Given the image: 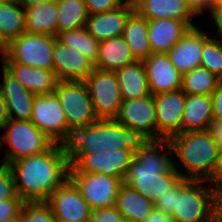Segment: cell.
Masks as SVG:
<instances>
[{"label": "cell", "mask_w": 222, "mask_h": 222, "mask_svg": "<svg viewBox=\"0 0 222 222\" xmlns=\"http://www.w3.org/2000/svg\"><path fill=\"white\" fill-rule=\"evenodd\" d=\"M171 154L169 139L140 140L123 183L155 202L181 179Z\"/></svg>", "instance_id": "1"}, {"label": "cell", "mask_w": 222, "mask_h": 222, "mask_svg": "<svg viewBox=\"0 0 222 222\" xmlns=\"http://www.w3.org/2000/svg\"><path fill=\"white\" fill-rule=\"evenodd\" d=\"M16 191L25 202H46L52 191L69 178L66 146L55 143L49 150L9 164Z\"/></svg>", "instance_id": "2"}, {"label": "cell", "mask_w": 222, "mask_h": 222, "mask_svg": "<svg viewBox=\"0 0 222 222\" xmlns=\"http://www.w3.org/2000/svg\"><path fill=\"white\" fill-rule=\"evenodd\" d=\"M169 141L173 166L181 178L210 182L214 179L220 162V149L208 130L178 133Z\"/></svg>", "instance_id": "3"}, {"label": "cell", "mask_w": 222, "mask_h": 222, "mask_svg": "<svg viewBox=\"0 0 222 222\" xmlns=\"http://www.w3.org/2000/svg\"><path fill=\"white\" fill-rule=\"evenodd\" d=\"M140 139L116 119H97L74 130L65 144L67 153H98L135 148Z\"/></svg>", "instance_id": "4"}, {"label": "cell", "mask_w": 222, "mask_h": 222, "mask_svg": "<svg viewBox=\"0 0 222 222\" xmlns=\"http://www.w3.org/2000/svg\"><path fill=\"white\" fill-rule=\"evenodd\" d=\"M222 212V197L207 180L190 179L176 197L173 222H214Z\"/></svg>", "instance_id": "5"}, {"label": "cell", "mask_w": 222, "mask_h": 222, "mask_svg": "<svg viewBox=\"0 0 222 222\" xmlns=\"http://www.w3.org/2000/svg\"><path fill=\"white\" fill-rule=\"evenodd\" d=\"M1 130L4 133L0 135V149L7 145L3 148L2 164L9 165L17 159L41 154L55 144L30 120L10 119Z\"/></svg>", "instance_id": "6"}, {"label": "cell", "mask_w": 222, "mask_h": 222, "mask_svg": "<svg viewBox=\"0 0 222 222\" xmlns=\"http://www.w3.org/2000/svg\"><path fill=\"white\" fill-rule=\"evenodd\" d=\"M55 36L22 33L4 48L1 62H13L24 66L52 70Z\"/></svg>", "instance_id": "7"}, {"label": "cell", "mask_w": 222, "mask_h": 222, "mask_svg": "<svg viewBox=\"0 0 222 222\" xmlns=\"http://www.w3.org/2000/svg\"><path fill=\"white\" fill-rule=\"evenodd\" d=\"M69 173H101L107 176L124 178L135 148H123L96 153H67Z\"/></svg>", "instance_id": "8"}, {"label": "cell", "mask_w": 222, "mask_h": 222, "mask_svg": "<svg viewBox=\"0 0 222 222\" xmlns=\"http://www.w3.org/2000/svg\"><path fill=\"white\" fill-rule=\"evenodd\" d=\"M54 92L63 106L68 127L72 132L98 119L84 81H58Z\"/></svg>", "instance_id": "9"}, {"label": "cell", "mask_w": 222, "mask_h": 222, "mask_svg": "<svg viewBox=\"0 0 222 222\" xmlns=\"http://www.w3.org/2000/svg\"><path fill=\"white\" fill-rule=\"evenodd\" d=\"M98 119H115L122 103L115 72L94 69L84 80Z\"/></svg>", "instance_id": "10"}, {"label": "cell", "mask_w": 222, "mask_h": 222, "mask_svg": "<svg viewBox=\"0 0 222 222\" xmlns=\"http://www.w3.org/2000/svg\"><path fill=\"white\" fill-rule=\"evenodd\" d=\"M30 121L58 144L65 145L72 134L55 92L35 95Z\"/></svg>", "instance_id": "11"}, {"label": "cell", "mask_w": 222, "mask_h": 222, "mask_svg": "<svg viewBox=\"0 0 222 222\" xmlns=\"http://www.w3.org/2000/svg\"><path fill=\"white\" fill-rule=\"evenodd\" d=\"M140 140H157V120L153 94L122 101L117 117Z\"/></svg>", "instance_id": "12"}, {"label": "cell", "mask_w": 222, "mask_h": 222, "mask_svg": "<svg viewBox=\"0 0 222 222\" xmlns=\"http://www.w3.org/2000/svg\"><path fill=\"white\" fill-rule=\"evenodd\" d=\"M69 178L80 190L92 210L115 205L123 180L119 176L101 173H69Z\"/></svg>", "instance_id": "13"}, {"label": "cell", "mask_w": 222, "mask_h": 222, "mask_svg": "<svg viewBox=\"0 0 222 222\" xmlns=\"http://www.w3.org/2000/svg\"><path fill=\"white\" fill-rule=\"evenodd\" d=\"M46 203L56 222H88L92 211L70 178L52 191Z\"/></svg>", "instance_id": "14"}, {"label": "cell", "mask_w": 222, "mask_h": 222, "mask_svg": "<svg viewBox=\"0 0 222 222\" xmlns=\"http://www.w3.org/2000/svg\"><path fill=\"white\" fill-rule=\"evenodd\" d=\"M153 99L157 120V140L170 139L181 133L186 94L180 89L155 94Z\"/></svg>", "instance_id": "15"}, {"label": "cell", "mask_w": 222, "mask_h": 222, "mask_svg": "<svg viewBox=\"0 0 222 222\" xmlns=\"http://www.w3.org/2000/svg\"><path fill=\"white\" fill-rule=\"evenodd\" d=\"M52 70L59 81H84L94 70V63L78 49L63 45L55 37Z\"/></svg>", "instance_id": "16"}, {"label": "cell", "mask_w": 222, "mask_h": 222, "mask_svg": "<svg viewBox=\"0 0 222 222\" xmlns=\"http://www.w3.org/2000/svg\"><path fill=\"white\" fill-rule=\"evenodd\" d=\"M150 93L155 95L181 89L182 74L166 53H152L143 60Z\"/></svg>", "instance_id": "17"}, {"label": "cell", "mask_w": 222, "mask_h": 222, "mask_svg": "<svg viewBox=\"0 0 222 222\" xmlns=\"http://www.w3.org/2000/svg\"><path fill=\"white\" fill-rule=\"evenodd\" d=\"M206 29L203 26L189 28L180 41L166 53L182 75L201 66L204 30Z\"/></svg>", "instance_id": "18"}, {"label": "cell", "mask_w": 222, "mask_h": 222, "mask_svg": "<svg viewBox=\"0 0 222 222\" xmlns=\"http://www.w3.org/2000/svg\"><path fill=\"white\" fill-rule=\"evenodd\" d=\"M0 93L8 109L10 119L31 120L32 107L35 95L3 66Z\"/></svg>", "instance_id": "19"}, {"label": "cell", "mask_w": 222, "mask_h": 222, "mask_svg": "<svg viewBox=\"0 0 222 222\" xmlns=\"http://www.w3.org/2000/svg\"><path fill=\"white\" fill-rule=\"evenodd\" d=\"M135 8L120 5L98 14H89L86 22L88 33L98 42L122 36L126 21Z\"/></svg>", "instance_id": "20"}, {"label": "cell", "mask_w": 222, "mask_h": 222, "mask_svg": "<svg viewBox=\"0 0 222 222\" xmlns=\"http://www.w3.org/2000/svg\"><path fill=\"white\" fill-rule=\"evenodd\" d=\"M135 10L147 20L170 18L184 21L190 28L198 26L194 21L199 19L186 0H142Z\"/></svg>", "instance_id": "21"}, {"label": "cell", "mask_w": 222, "mask_h": 222, "mask_svg": "<svg viewBox=\"0 0 222 222\" xmlns=\"http://www.w3.org/2000/svg\"><path fill=\"white\" fill-rule=\"evenodd\" d=\"M190 27L178 19L148 20V38L152 53H167Z\"/></svg>", "instance_id": "22"}, {"label": "cell", "mask_w": 222, "mask_h": 222, "mask_svg": "<svg viewBox=\"0 0 222 222\" xmlns=\"http://www.w3.org/2000/svg\"><path fill=\"white\" fill-rule=\"evenodd\" d=\"M1 64L34 95L53 93L59 81L53 70L33 68L13 62Z\"/></svg>", "instance_id": "23"}, {"label": "cell", "mask_w": 222, "mask_h": 222, "mask_svg": "<svg viewBox=\"0 0 222 222\" xmlns=\"http://www.w3.org/2000/svg\"><path fill=\"white\" fill-rule=\"evenodd\" d=\"M212 121V96L200 94L186 95L181 133L208 130Z\"/></svg>", "instance_id": "24"}, {"label": "cell", "mask_w": 222, "mask_h": 222, "mask_svg": "<svg viewBox=\"0 0 222 222\" xmlns=\"http://www.w3.org/2000/svg\"><path fill=\"white\" fill-rule=\"evenodd\" d=\"M135 61L125 39L119 36L99 43L94 69L116 72Z\"/></svg>", "instance_id": "25"}, {"label": "cell", "mask_w": 222, "mask_h": 222, "mask_svg": "<svg viewBox=\"0 0 222 222\" xmlns=\"http://www.w3.org/2000/svg\"><path fill=\"white\" fill-rule=\"evenodd\" d=\"M122 101L150 95L145 66L142 60L124 66L116 72Z\"/></svg>", "instance_id": "26"}, {"label": "cell", "mask_w": 222, "mask_h": 222, "mask_svg": "<svg viewBox=\"0 0 222 222\" xmlns=\"http://www.w3.org/2000/svg\"><path fill=\"white\" fill-rule=\"evenodd\" d=\"M114 206L125 221L143 222L154 209V202L131 186L122 183Z\"/></svg>", "instance_id": "27"}, {"label": "cell", "mask_w": 222, "mask_h": 222, "mask_svg": "<svg viewBox=\"0 0 222 222\" xmlns=\"http://www.w3.org/2000/svg\"><path fill=\"white\" fill-rule=\"evenodd\" d=\"M25 32L29 34L57 35V0L24 8Z\"/></svg>", "instance_id": "28"}, {"label": "cell", "mask_w": 222, "mask_h": 222, "mask_svg": "<svg viewBox=\"0 0 222 222\" xmlns=\"http://www.w3.org/2000/svg\"><path fill=\"white\" fill-rule=\"evenodd\" d=\"M122 37L136 60H145L152 54L148 38V20L134 10L128 17Z\"/></svg>", "instance_id": "29"}, {"label": "cell", "mask_w": 222, "mask_h": 222, "mask_svg": "<svg viewBox=\"0 0 222 222\" xmlns=\"http://www.w3.org/2000/svg\"><path fill=\"white\" fill-rule=\"evenodd\" d=\"M25 32L24 7L16 0L0 2V45L4 48Z\"/></svg>", "instance_id": "30"}, {"label": "cell", "mask_w": 222, "mask_h": 222, "mask_svg": "<svg viewBox=\"0 0 222 222\" xmlns=\"http://www.w3.org/2000/svg\"><path fill=\"white\" fill-rule=\"evenodd\" d=\"M57 34L86 26L89 16L84 0H57Z\"/></svg>", "instance_id": "31"}, {"label": "cell", "mask_w": 222, "mask_h": 222, "mask_svg": "<svg viewBox=\"0 0 222 222\" xmlns=\"http://www.w3.org/2000/svg\"><path fill=\"white\" fill-rule=\"evenodd\" d=\"M220 81L221 79L207 68L198 66L182 75L181 90L186 95H212Z\"/></svg>", "instance_id": "32"}, {"label": "cell", "mask_w": 222, "mask_h": 222, "mask_svg": "<svg viewBox=\"0 0 222 222\" xmlns=\"http://www.w3.org/2000/svg\"><path fill=\"white\" fill-rule=\"evenodd\" d=\"M56 38L63 45L78 49L95 63L100 42L88 33L86 27L59 32Z\"/></svg>", "instance_id": "33"}, {"label": "cell", "mask_w": 222, "mask_h": 222, "mask_svg": "<svg viewBox=\"0 0 222 222\" xmlns=\"http://www.w3.org/2000/svg\"><path fill=\"white\" fill-rule=\"evenodd\" d=\"M201 66L222 80V39L211 36L207 30L204 31Z\"/></svg>", "instance_id": "34"}, {"label": "cell", "mask_w": 222, "mask_h": 222, "mask_svg": "<svg viewBox=\"0 0 222 222\" xmlns=\"http://www.w3.org/2000/svg\"><path fill=\"white\" fill-rule=\"evenodd\" d=\"M20 217L22 222H56L53 212L46 202H25Z\"/></svg>", "instance_id": "35"}, {"label": "cell", "mask_w": 222, "mask_h": 222, "mask_svg": "<svg viewBox=\"0 0 222 222\" xmlns=\"http://www.w3.org/2000/svg\"><path fill=\"white\" fill-rule=\"evenodd\" d=\"M10 199H22L16 191L15 179L9 165L0 164V202Z\"/></svg>", "instance_id": "36"}, {"label": "cell", "mask_w": 222, "mask_h": 222, "mask_svg": "<svg viewBox=\"0 0 222 222\" xmlns=\"http://www.w3.org/2000/svg\"><path fill=\"white\" fill-rule=\"evenodd\" d=\"M190 179L181 178L168 192L164 193L160 198L154 202V208L172 215L175 210L176 197H178L180 189L189 181Z\"/></svg>", "instance_id": "37"}, {"label": "cell", "mask_w": 222, "mask_h": 222, "mask_svg": "<svg viewBox=\"0 0 222 222\" xmlns=\"http://www.w3.org/2000/svg\"><path fill=\"white\" fill-rule=\"evenodd\" d=\"M88 222H125V218L115 206H110L92 210Z\"/></svg>", "instance_id": "38"}, {"label": "cell", "mask_w": 222, "mask_h": 222, "mask_svg": "<svg viewBox=\"0 0 222 222\" xmlns=\"http://www.w3.org/2000/svg\"><path fill=\"white\" fill-rule=\"evenodd\" d=\"M25 201L23 199H10L0 202V222L15 219L20 216Z\"/></svg>", "instance_id": "39"}, {"label": "cell", "mask_w": 222, "mask_h": 222, "mask_svg": "<svg viewBox=\"0 0 222 222\" xmlns=\"http://www.w3.org/2000/svg\"><path fill=\"white\" fill-rule=\"evenodd\" d=\"M210 15L209 18L211 17V24H209L210 28H213V31H208L207 32L216 38L222 39V1H214L209 8V10L206 12Z\"/></svg>", "instance_id": "40"}, {"label": "cell", "mask_w": 222, "mask_h": 222, "mask_svg": "<svg viewBox=\"0 0 222 222\" xmlns=\"http://www.w3.org/2000/svg\"><path fill=\"white\" fill-rule=\"evenodd\" d=\"M89 14H98L115 9L121 4L118 0H84Z\"/></svg>", "instance_id": "41"}, {"label": "cell", "mask_w": 222, "mask_h": 222, "mask_svg": "<svg viewBox=\"0 0 222 222\" xmlns=\"http://www.w3.org/2000/svg\"><path fill=\"white\" fill-rule=\"evenodd\" d=\"M213 120L222 121V80L212 93Z\"/></svg>", "instance_id": "42"}, {"label": "cell", "mask_w": 222, "mask_h": 222, "mask_svg": "<svg viewBox=\"0 0 222 222\" xmlns=\"http://www.w3.org/2000/svg\"><path fill=\"white\" fill-rule=\"evenodd\" d=\"M186 2L193 13L200 18L202 14L209 10L214 0H186Z\"/></svg>", "instance_id": "43"}, {"label": "cell", "mask_w": 222, "mask_h": 222, "mask_svg": "<svg viewBox=\"0 0 222 222\" xmlns=\"http://www.w3.org/2000/svg\"><path fill=\"white\" fill-rule=\"evenodd\" d=\"M208 131L211 133L214 141L217 143L221 151L222 150V121L213 120L210 123Z\"/></svg>", "instance_id": "44"}, {"label": "cell", "mask_w": 222, "mask_h": 222, "mask_svg": "<svg viewBox=\"0 0 222 222\" xmlns=\"http://www.w3.org/2000/svg\"><path fill=\"white\" fill-rule=\"evenodd\" d=\"M143 222H173V219L167 213L154 208Z\"/></svg>", "instance_id": "45"}, {"label": "cell", "mask_w": 222, "mask_h": 222, "mask_svg": "<svg viewBox=\"0 0 222 222\" xmlns=\"http://www.w3.org/2000/svg\"><path fill=\"white\" fill-rule=\"evenodd\" d=\"M211 183L215 186L218 194L222 197V150L220 151V162L214 179Z\"/></svg>", "instance_id": "46"}, {"label": "cell", "mask_w": 222, "mask_h": 222, "mask_svg": "<svg viewBox=\"0 0 222 222\" xmlns=\"http://www.w3.org/2000/svg\"><path fill=\"white\" fill-rule=\"evenodd\" d=\"M10 120L8 109L0 93V130Z\"/></svg>", "instance_id": "47"}, {"label": "cell", "mask_w": 222, "mask_h": 222, "mask_svg": "<svg viewBox=\"0 0 222 222\" xmlns=\"http://www.w3.org/2000/svg\"><path fill=\"white\" fill-rule=\"evenodd\" d=\"M16 1L24 8H27L34 5L42 4L50 0H16Z\"/></svg>", "instance_id": "48"}, {"label": "cell", "mask_w": 222, "mask_h": 222, "mask_svg": "<svg viewBox=\"0 0 222 222\" xmlns=\"http://www.w3.org/2000/svg\"><path fill=\"white\" fill-rule=\"evenodd\" d=\"M121 5H127L131 6L133 8H136V6L142 1V0H118Z\"/></svg>", "instance_id": "49"}, {"label": "cell", "mask_w": 222, "mask_h": 222, "mask_svg": "<svg viewBox=\"0 0 222 222\" xmlns=\"http://www.w3.org/2000/svg\"><path fill=\"white\" fill-rule=\"evenodd\" d=\"M5 222H22V221H21V217L19 216V217L15 218V219L8 220V221H5Z\"/></svg>", "instance_id": "50"}, {"label": "cell", "mask_w": 222, "mask_h": 222, "mask_svg": "<svg viewBox=\"0 0 222 222\" xmlns=\"http://www.w3.org/2000/svg\"><path fill=\"white\" fill-rule=\"evenodd\" d=\"M214 222H222V214Z\"/></svg>", "instance_id": "51"}, {"label": "cell", "mask_w": 222, "mask_h": 222, "mask_svg": "<svg viewBox=\"0 0 222 222\" xmlns=\"http://www.w3.org/2000/svg\"><path fill=\"white\" fill-rule=\"evenodd\" d=\"M2 52H3V47L0 45V56H1Z\"/></svg>", "instance_id": "52"}]
</instances>
